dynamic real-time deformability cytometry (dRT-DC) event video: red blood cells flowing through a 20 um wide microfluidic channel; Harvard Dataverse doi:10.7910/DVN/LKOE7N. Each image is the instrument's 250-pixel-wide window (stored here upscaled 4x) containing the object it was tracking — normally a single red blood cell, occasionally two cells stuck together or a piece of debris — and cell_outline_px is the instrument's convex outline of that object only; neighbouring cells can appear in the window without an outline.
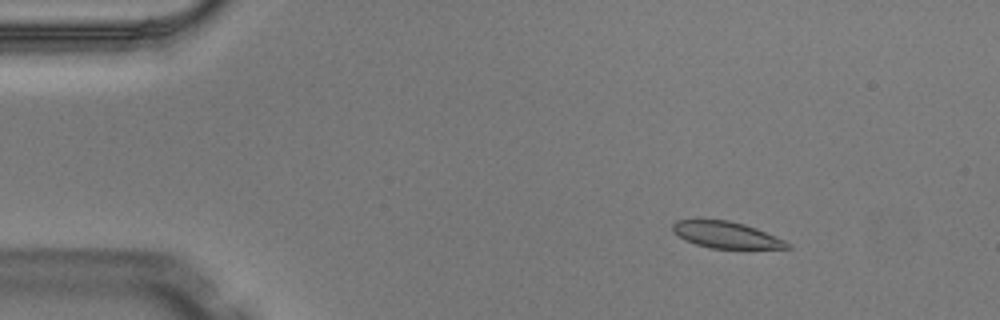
{"species": "Egyptian fruit bat (a non-hibernating species)", "species_latin": "Rousettus aegyptiacus", "temperature_condition": "warm", "stored_images_in_passage": 2, "camera_frame_rate_fps": 3000, "um_per_image_px": 0.085, "animal": {"sex": "male"}, "frame": {"image": 1, "passage_image": 1, "time_ms": 0.0, "image_size_px": [1000, 320], "cell_outline_px": [[792, 248], [712, 248], [696, 244], [684, 240], [672, 232], [672, 224], [676, 220], [728, 220], [744, 224], [756, 228], [784, 240], [792, 244]], "centroid_in_image_um": [61.71, 19.96], "position_along_channel_um": 23.3, "area_um2": 17.57}}